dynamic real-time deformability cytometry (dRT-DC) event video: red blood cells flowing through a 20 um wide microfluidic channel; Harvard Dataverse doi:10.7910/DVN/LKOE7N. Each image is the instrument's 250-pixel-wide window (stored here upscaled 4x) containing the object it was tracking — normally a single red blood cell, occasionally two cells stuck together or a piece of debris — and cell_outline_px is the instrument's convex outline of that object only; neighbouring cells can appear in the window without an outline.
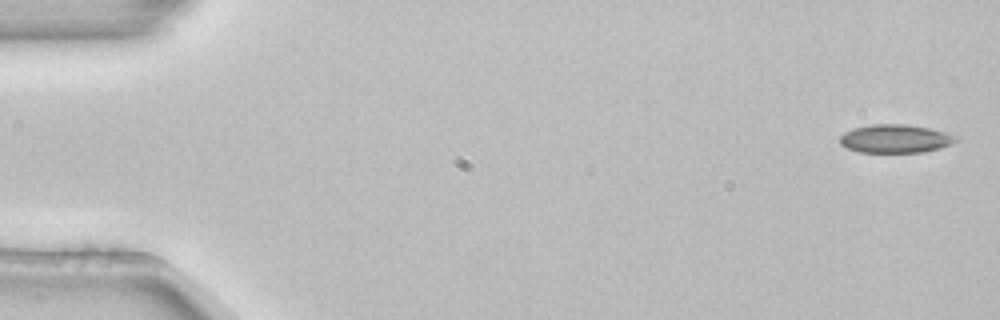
{"species": "common noctule bat (a hibernating species)", "species_latin": "Nyctalus noctula", "temperature_condition": "room temperature", "stored_images_in_passage": 5, "camera_frame_rate_fps": 3000, "um_per_image_px": 0.085, "animal": {"sex": "female", "body_mass_g": 22.7, "forearm_length_mm": 54.2}, "frame": {"image": 1, "passage_image": 1, "time_ms": 0.0, "image_size_px": [1000, 320], "cell_outline_px": [[956, 140], [952, 144], [940, 148], [924, 152], [860, 152], [848, 148], [840, 144], [840, 136], [844, 132], [852, 128], [872, 124], [904, 124], [928, 128], [944, 132], [956, 136]], "centroid_in_image_um": [76.07, 11.79], "position_along_channel_um": 8.9, "area_um2": 19.07}}
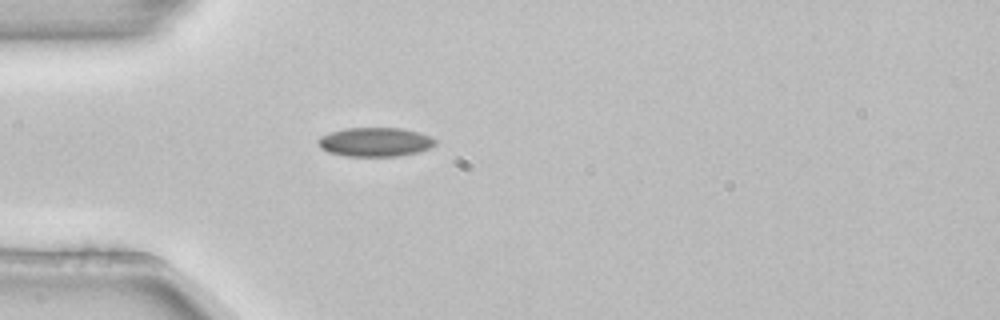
{"frame": {"image": 2, "passage_image": 5, "time_ms": 1.333, "image_size_px": [1000, 320], "cell_outline_px": [[436, 144], [428, 148], [416, 152], [396, 156], [344, 156], [328, 152], [320, 148], [316, 144], [316, 140], [320, 136], [332, 132], [348, 128], [404, 128], [420, 132], [432, 136], [436, 140]], "centroid_in_image_um": [31.87, 12.06], "position_along_channel_um": 53.1, "area_um2": 19.94}}